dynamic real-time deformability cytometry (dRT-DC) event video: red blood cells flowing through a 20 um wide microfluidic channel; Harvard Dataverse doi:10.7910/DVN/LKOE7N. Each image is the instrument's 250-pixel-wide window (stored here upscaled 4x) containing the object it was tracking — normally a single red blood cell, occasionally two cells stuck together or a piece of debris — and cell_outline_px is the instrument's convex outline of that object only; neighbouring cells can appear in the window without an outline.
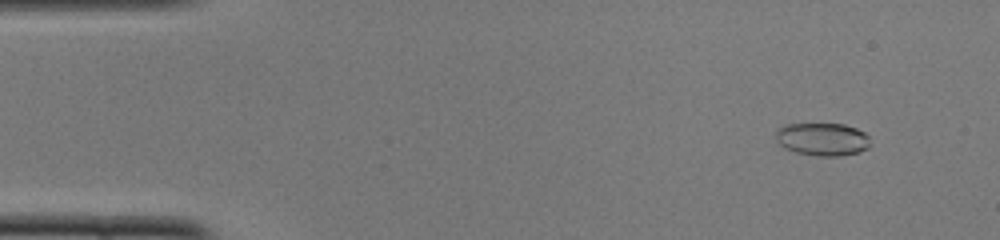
{"species": "common noctule bat (a hibernating species)", "species_latin": "Nyctalus noctula", "temperature_condition": "cold", "stored_images_in_passage": 51, "camera_frame_rate_fps": 3000, "um_per_image_px": 0.085, "animal": {"sex": "female", "body_mass_g": 22.0, "forearm_length_mm": 56.7}, "frame": {"image": 1, "passage_image": 5, "time_ms": 1.333, "image_size_px": [1000, 240], "cell_outline_px": [[868, 148], [860, 152], [840, 156], [816, 156], [796, 152], [784, 148], [776, 140], [776, 132], [780, 128], [788, 124], [844, 124], [856, 128], [864, 132], [868, 136]], "centroid_in_image_um": [69.91, 11.84], "position_along_channel_um": 15.1, "area_um2": 18.03}}
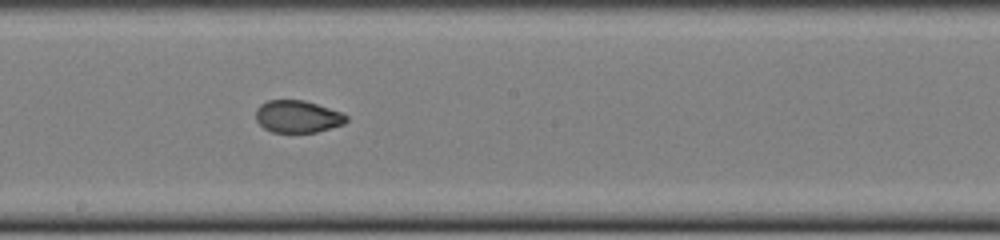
{"frame": {"image": 2, "passage_image": 28, "time_ms": 9.0, "image_size_px": [1000, 240], "cell_outline_px": [[348, 120], [344, 124], [316, 132], [272, 132], [264, 128], [256, 120], [256, 108], [260, 104], [268, 100], [304, 100], [344, 112], [348, 116]], "centroid_in_image_um": [25.32, 9.9], "position_along_channel_um": 222.9, "area_um2": 17.17}}
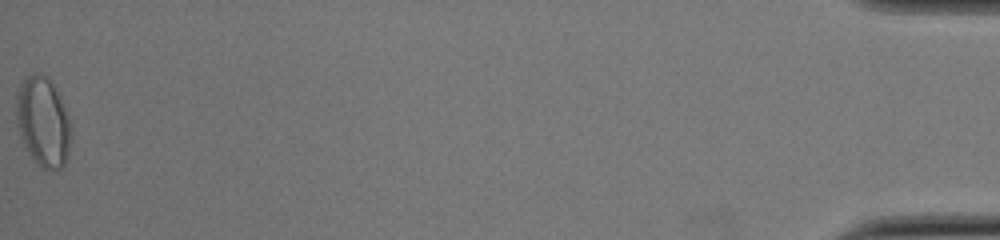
{"frame": {"image": 3, "passage_image": 51, "time_ms": 16.667, "image_size_px": [1000, 240], "cell_outline_px": [[72, 128], [68, 156], [64, 164], [60, 168], [44, 168], [36, 164], [24, 148], [16, 124], [16, 96], [20, 84], [32, 72], [40, 72], [52, 80], [60, 96]], "centroid_in_image_um": [3.65, 10.33], "position_along_channel_um": 431.6, "area_um2": 29.02}, "authors_computed_cell_mechanics": {"area_um2": 18.4382, "velocity_mm_per_s": 4.0171, "shape_relaxation_time_tau1_ms": null, "shape_relaxation_time_tau2_ms": 1.4268, "deformation_change_tau1": null, "deformation_change_tau2": 0.0441}}